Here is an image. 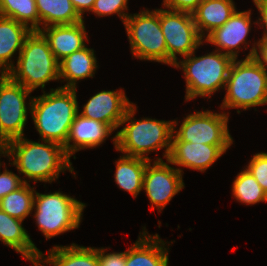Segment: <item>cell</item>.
I'll return each mask as SVG.
<instances>
[{"label":"cell","instance_id":"obj_1","mask_svg":"<svg viewBox=\"0 0 267 266\" xmlns=\"http://www.w3.org/2000/svg\"><path fill=\"white\" fill-rule=\"evenodd\" d=\"M39 139L38 142L26 139L24 136L10 141L9 162L16 166L18 173L23 174L24 183L49 182L59 178L66 170L74 173V167L64 147L56 142ZM28 180H26V179Z\"/></svg>","mask_w":267,"mask_h":266},{"label":"cell","instance_id":"obj_2","mask_svg":"<svg viewBox=\"0 0 267 266\" xmlns=\"http://www.w3.org/2000/svg\"><path fill=\"white\" fill-rule=\"evenodd\" d=\"M137 106L133 103L120 123V129L113 139L116 151L126 156L151 160L148 153L165 149L163 157L168 159L173 136V120H157L143 117L134 118Z\"/></svg>","mask_w":267,"mask_h":266},{"label":"cell","instance_id":"obj_3","mask_svg":"<svg viewBox=\"0 0 267 266\" xmlns=\"http://www.w3.org/2000/svg\"><path fill=\"white\" fill-rule=\"evenodd\" d=\"M76 89L51 88L31 101L30 115L41 139L64 146L76 114L80 111Z\"/></svg>","mask_w":267,"mask_h":266},{"label":"cell","instance_id":"obj_4","mask_svg":"<svg viewBox=\"0 0 267 266\" xmlns=\"http://www.w3.org/2000/svg\"><path fill=\"white\" fill-rule=\"evenodd\" d=\"M16 60L6 75L32 92L38 87L45 91L46 83L59 81V61L40 31H31L26 37Z\"/></svg>","mask_w":267,"mask_h":266},{"label":"cell","instance_id":"obj_5","mask_svg":"<svg viewBox=\"0 0 267 266\" xmlns=\"http://www.w3.org/2000/svg\"><path fill=\"white\" fill-rule=\"evenodd\" d=\"M196 51L184 56L173 67L183 70L185 78V101L197 97L210 99L219 89L225 88L233 58L218 50L202 56H195Z\"/></svg>","mask_w":267,"mask_h":266},{"label":"cell","instance_id":"obj_6","mask_svg":"<svg viewBox=\"0 0 267 266\" xmlns=\"http://www.w3.org/2000/svg\"><path fill=\"white\" fill-rule=\"evenodd\" d=\"M225 89L221 110L236 108L238 114L251 107L256 110V106L267 104V71L253 57L234 59Z\"/></svg>","mask_w":267,"mask_h":266},{"label":"cell","instance_id":"obj_7","mask_svg":"<svg viewBox=\"0 0 267 266\" xmlns=\"http://www.w3.org/2000/svg\"><path fill=\"white\" fill-rule=\"evenodd\" d=\"M85 207V203L60 191L45 194L36 192L33 217L38 230L48 240L79 228Z\"/></svg>","mask_w":267,"mask_h":266},{"label":"cell","instance_id":"obj_8","mask_svg":"<svg viewBox=\"0 0 267 266\" xmlns=\"http://www.w3.org/2000/svg\"><path fill=\"white\" fill-rule=\"evenodd\" d=\"M124 26L135 58L167 64V45L160 26V9H143L138 14H130Z\"/></svg>","mask_w":267,"mask_h":266},{"label":"cell","instance_id":"obj_9","mask_svg":"<svg viewBox=\"0 0 267 266\" xmlns=\"http://www.w3.org/2000/svg\"><path fill=\"white\" fill-rule=\"evenodd\" d=\"M229 113H217L210 110L195 111L184 117L180 127L178 120H173L172 141H187L208 145H232L229 133Z\"/></svg>","mask_w":267,"mask_h":266},{"label":"cell","instance_id":"obj_10","mask_svg":"<svg viewBox=\"0 0 267 266\" xmlns=\"http://www.w3.org/2000/svg\"><path fill=\"white\" fill-rule=\"evenodd\" d=\"M160 26L167 45V65L174 66L182 57L193 53L203 45L192 13L160 8Z\"/></svg>","mask_w":267,"mask_h":266},{"label":"cell","instance_id":"obj_11","mask_svg":"<svg viewBox=\"0 0 267 266\" xmlns=\"http://www.w3.org/2000/svg\"><path fill=\"white\" fill-rule=\"evenodd\" d=\"M31 93L32 91L0 72V130L10 140L24 136L28 111H31ZM27 97L30 98L28 104Z\"/></svg>","mask_w":267,"mask_h":266},{"label":"cell","instance_id":"obj_12","mask_svg":"<svg viewBox=\"0 0 267 266\" xmlns=\"http://www.w3.org/2000/svg\"><path fill=\"white\" fill-rule=\"evenodd\" d=\"M151 161L146 166L142 190H145L152 210L156 206L158 212H161L185 187L182 177L184 172L181 168L171 167L168 160L166 163L160 157H157L153 163Z\"/></svg>","mask_w":267,"mask_h":266},{"label":"cell","instance_id":"obj_13","mask_svg":"<svg viewBox=\"0 0 267 266\" xmlns=\"http://www.w3.org/2000/svg\"><path fill=\"white\" fill-rule=\"evenodd\" d=\"M251 15V10H236L223 26L209 33L204 38V42L214 45L215 50L229 55L233 59H238V53L243 48L242 46L245 44V50L249 46L247 37L251 32Z\"/></svg>","mask_w":267,"mask_h":266},{"label":"cell","instance_id":"obj_14","mask_svg":"<svg viewBox=\"0 0 267 266\" xmlns=\"http://www.w3.org/2000/svg\"><path fill=\"white\" fill-rule=\"evenodd\" d=\"M132 104L122 88L116 91L103 90L93 95L83 105V111L79 114L109 124L114 130H117Z\"/></svg>","mask_w":267,"mask_h":266},{"label":"cell","instance_id":"obj_15","mask_svg":"<svg viewBox=\"0 0 267 266\" xmlns=\"http://www.w3.org/2000/svg\"><path fill=\"white\" fill-rule=\"evenodd\" d=\"M231 145H208L187 141H172L168 161L192 170L205 172Z\"/></svg>","mask_w":267,"mask_h":266},{"label":"cell","instance_id":"obj_16","mask_svg":"<svg viewBox=\"0 0 267 266\" xmlns=\"http://www.w3.org/2000/svg\"><path fill=\"white\" fill-rule=\"evenodd\" d=\"M113 131L114 129L109 124L86 118L78 112L70 126L66 144L63 147L69 157L73 155L76 159L74 155L76 152L100 146L113 134Z\"/></svg>","mask_w":267,"mask_h":266},{"label":"cell","instance_id":"obj_17","mask_svg":"<svg viewBox=\"0 0 267 266\" xmlns=\"http://www.w3.org/2000/svg\"><path fill=\"white\" fill-rule=\"evenodd\" d=\"M85 21L71 25H52L40 28V32L47 39L50 49L60 62L68 55L85 47L88 40Z\"/></svg>","mask_w":267,"mask_h":266},{"label":"cell","instance_id":"obj_18","mask_svg":"<svg viewBox=\"0 0 267 266\" xmlns=\"http://www.w3.org/2000/svg\"><path fill=\"white\" fill-rule=\"evenodd\" d=\"M146 227L138 240L126 250V266H168L169 248L157 234L148 235Z\"/></svg>","mask_w":267,"mask_h":266},{"label":"cell","instance_id":"obj_19","mask_svg":"<svg viewBox=\"0 0 267 266\" xmlns=\"http://www.w3.org/2000/svg\"><path fill=\"white\" fill-rule=\"evenodd\" d=\"M48 257L41 252L38 259H32L33 266H99L98 248L78 246H54L47 251ZM47 264V265H46Z\"/></svg>","mask_w":267,"mask_h":266},{"label":"cell","instance_id":"obj_20","mask_svg":"<svg viewBox=\"0 0 267 266\" xmlns=\"http://www.w3.org/2000/svg\"><path fill=\"white\" fill-rule=\"evenodd\" d=\"M94 49L86 45L59 62V80L63 78L66 84L61 88L76 89L77 81L93 78L98 68Z\"/></svg>","mask_w":267,"mask_h":266},{"label":"cell","instance_id":"obj_21","mask_svg":"<svg viewBox=\"0 0 267 266\" xmlns=\"http://www.w3.org/2000/svg\"><path fill=\"white\" fill-rule=\"evenodd\" d=\"M22 222L0 209V241L21 254L25 260L38 259L42 251L35 246Z\"/></svg>","mask_w":267,"mask_h":266},{"label":"cell","instance_id":"obj_22","mask_svg":"<svg viewBox=\"0 0 267 266\" xmlns=\"http://www.w3.org/2000/svg\"><path fill=\"white\" fill-rule=\"evenodd\" d=\"M236 9L233 0H202L192 12L200 36L204 39L214 29L223 26Z\"/></svg>","mask_w":267,"mask_h":266},{"label":"cell","instance_id":"obj_23","mask_svg":"<svg viewBox=\"0 0 267 266\" xmlns=\"http://www.w3.org/2000/svg\"><path fill=\"white\" fill-rule=\"evenodd\" d=\"M31 30L12 18L0 15V72H7L14 66L13 55L20 54L26 37Z\"/></svg>","mask_w":267,"mask_h":266},{"label":"cell","instance_id":"obj_24","mask_svg":"<svg viewBox=\"0 0 267 266\" xmlns=\"http://www.w3.org/2000/svg\"><path fill=\"white\" fill-rule=\"evenodd\" d=\"M149 161L150 160L142 157L126 156L122 154L115 162V183L120 189L127 191L136 198L142 191L144 173Z\"/></svg>","mask_w":267,"mask_h":266},{"label":"cell","instance_id":"obj_25","mask_svg":"<svg viewBox=\"0 0 267 266\" xmlns=\"http://www.w3.org/2000/svg\"><path fill=\"white\" fill-rule=\"evenodd\" d=\"M39 14V30L52 25H71L83 19L74 9L71 0H35Z\"/></svg>","mask_w":267,"mask_h":266},{"label":"cell","instance_id":"obj_26","mask_svg":"<svg viewBox=\"0 0 267 266\" xmlns=\"http://www.w3.org/2000/svg\"><path fill=\"white\" fill-rule=\"evenodd\" d=\"M35 193L33 186L24 183L0 200V209L11 217L24 221L29 214H32Z\"/></svg>","mask_w":267,"mask_h":266},{"label":"cell","instance_id":"obj_27","mask_svg":"<svg viewBox=\"0 0 267 266\" xmlns=\"http://www.w3.org/2000/svg\"><path fill=\"white\" fill-rule=\"evenodd\" d=\"M0 15L39 31V14L35 0H0Z\"/></svg>","mask_w":267,"mask_h":266},{"label":"cell","instance_id":"obj_28","mask_svg":"<svg viewBox=\"0 0 267 266\" xmlns=\"http://www.w3.org/2000/svg\"><path fill=\"white\" fill-rule=\"evenodd\" d=\"M232 194L239 203L246 205L267 202L266 192L246 168L233 181Z\"/></svg>","mask_w":267,"mask_h":266},{"label":"cell","instance_id":"obj_29","mask_svg":"<svg viewBox=\"0 0 267 266\" xmlns=\"http://www.w3.org/2000/svg\"><path fill=\"white\" fill-rule=\"evenodd\" d=\"M128 0H95L91 10L97 17H106L113 14L118 15L123 24L126 18L130 15L128 12Z\"/></svg>","mask_w":267,"mask_h":266},{"label":"cell","instance_id":"obj_30","mask_svg":"<svg viewBox=\"0 0 267 266\" xmlns=\"http://www.w3.org/2000/svg\"><path fill=\"white\" fill-rule=\"evenodd\" d=\"M246 169L254 176L267 194V153L260 152L253 155Z\"/></svg>","mask_w":267,"mask_h":266},{"label":"cell","instance_id":"obj_31","mask_svg":"<svg viewBox=\"0 0 267 266\" xmlns=\"http://www.w3.org/2000/svg\"><path fill=\"white\" fill-rule=\"evenodd\" d=\"M4 171L0 172V200L8 195L10 192L17 190L24 182L19 175L14 174L12 171L7 170L4 165ZM2 167V163H0ZM1 169V168H0Z\"/></svg>","mask_w":267,"mask_h":266},{"label":"cell","instance_id":"obj_32","mask_svg":"<svg viewBox=\"0 0 267 266\" xmlns=\"http://www.w3.org/2000/svg\"><path fill=\"white\" fill-rule=\"evenodd\" d=\"M107 248H98L99 266H126V251L106 253Z\"/></svg>","mask_w":267,"mask_h":266},{"label":"cell","instance_id":"obj_33","mask_svg":"<svg viewBox=\"0 0 267 266\" xmlns=\"http://www.w3.org/2000/svg\"><path fill=\"white\" fill-rule=\"evenodd\" d=\"M251 47L245 59L253 57L267 71V39H259Z\"/></svg>","mask_w":267,"mask_h":266},{"label":"cell","instance_id":"obj_34","mask_svg":"<svg viewBox=\"0 0 267 266\" xmlns=\"http://www.w3.org/2000/svg\"><path fill=\"white\" fill-rule=\"evenodd\" d=\"M202 0H163V6L172 11L192 13Z\"/></svg>","mask_w":267,"mask_h":266},{"label":"cell","instance_id":"obj_35","mask_svg":"<svg viewBox=\"0 0 267 266\" xmlns=\"http://www.w3.org/2000/svg\"><path fill=\"white\" fill-rule=\"evenodd\" d=\"M253 2L260 14L258 20L254 21L253 24L258 25L262 29L264 28L263 36L260 39H267V0H253Z\"/></svg>","mask_w":267,"mask_h":266},{"label":"cell","instance_id":"obj_36","mask_svg":"<svg viewBox=\"0 0 267 266\" xmlns=\"http://www.w3.org/2000/svg\"><path fill=\"white\" fill-rule=\"evenodd\" d=\"M74 9L79 14V16L84 19V12H91L95 0H71Z\"/></svg>","mask_w":267,"mask_h":266},{"label":"cell","instance_id":"obj_37","mask_svg":"<svg viewBox=\"0 0 267 266\" xmlns=\"http://www.w3.org/2000/svg\"><path fill=\"white\" fill-rule=\"evenodd\" d=\"M10 141L11 140L0 130V157H9Z\"/></svg>","mask_w":267,"mask_h":266}]
</instances>
